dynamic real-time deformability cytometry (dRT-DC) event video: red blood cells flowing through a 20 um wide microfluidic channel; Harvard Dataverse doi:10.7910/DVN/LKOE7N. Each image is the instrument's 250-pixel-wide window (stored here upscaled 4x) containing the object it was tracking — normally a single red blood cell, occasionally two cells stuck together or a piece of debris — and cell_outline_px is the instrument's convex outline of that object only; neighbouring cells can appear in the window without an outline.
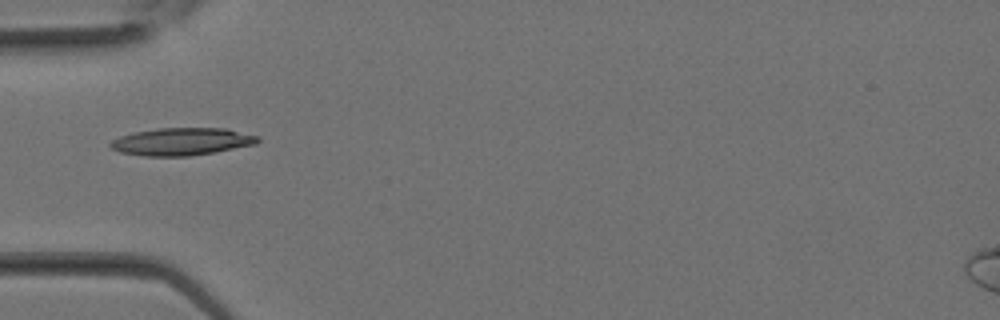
{"species": "Egyptian fruit bat (a non-hibernating species)", "species_latin": "Rousettus aegyptiacus", "temperature_condition": "room temperature", "stored_images_in_passage": 10, "camera_frame_rate_fps": 3000, "um_per_image_px": 0.085, "animal": {"sex": "female"}, "frame": {"image": 1, "passage_image": 1, "time_ms": 0.0, "image_size_px": [1000, 320], "cell_outline_px": [[260, 140], [256, 144], [212, 152], [188, 156], [144, 156], [120, 152], [112, 148], [108, 144], [112, 140], [120, 136], [136, 132], [156, 128], [228, 128], [260, 136]], "centroid_in_image_um": [15.47, 12.02], "position_along_channel_um": 69.5, "area_um2": 23.58}}
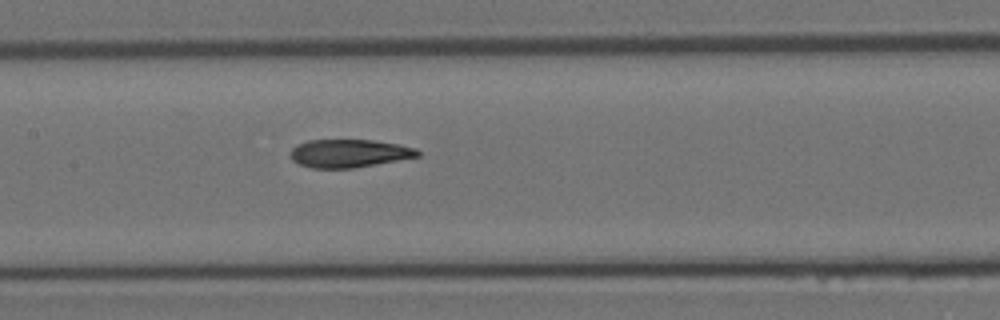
{"frame": {"image": 2, "passage_image": 6, "time_ms": 1.667, "image_size_px": [1000, 320], "cell_outline_px": [[420, 156], [376, 164], [352, 168], [312, 168], [300, 164], [292, 160], [292, 148], [296, 144], [308, 140], [372, 140], [396, 144], [416, 148], [420, 152]], "centroid_in_image_um": [29.67, 13.03], "position_along_channel_um": 177.7, "area_um2": 20.63}}
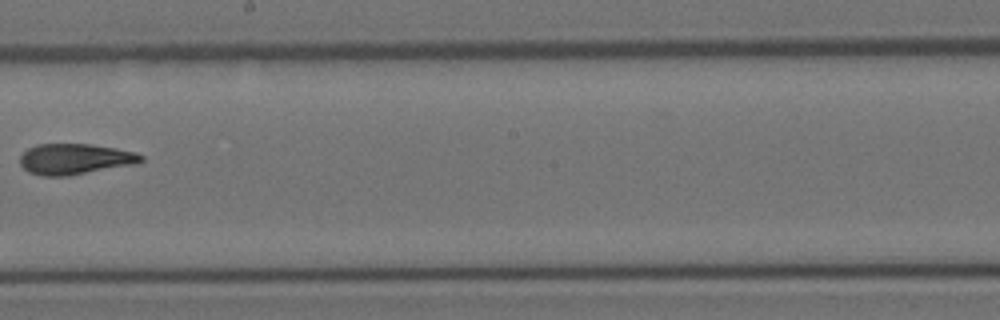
{"frame": {"image": 3, "passage_image": 9, "time_ms": 2.667, "image_size_px": [1000, 320], "cell_outline_px": [[144, 160], [136, 164], [68, 176], [44, 176], [28, 172], [20, 164], [20, 156], [28, 148], [36, 144], [92, 144], [116, 148], [136, 152], [144, 156]], "centroid_in_image_um": [6.39, 13.52], "position_along_channel_um": 241.8, "area_um2": 21.85}}